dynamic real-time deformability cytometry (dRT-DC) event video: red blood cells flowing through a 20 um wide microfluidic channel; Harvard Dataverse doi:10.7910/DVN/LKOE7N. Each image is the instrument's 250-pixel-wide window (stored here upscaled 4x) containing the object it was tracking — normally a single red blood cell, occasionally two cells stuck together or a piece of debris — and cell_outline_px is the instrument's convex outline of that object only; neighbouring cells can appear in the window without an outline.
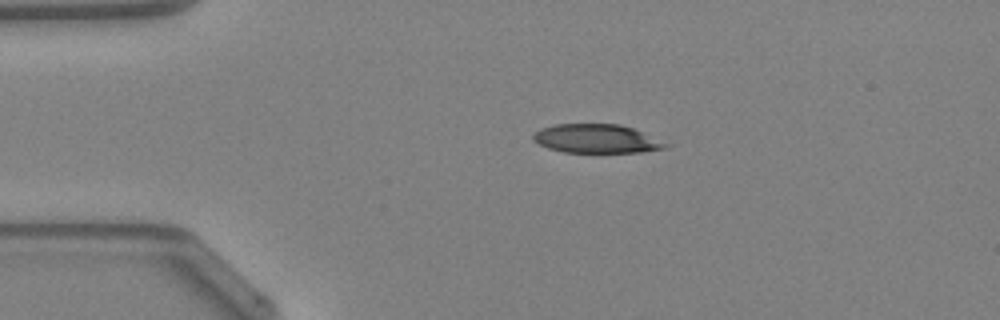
{"species": "Egyptian fruit bat (a non-hibernating species)", "species_latin": "Rousettus aegyptiacus", "temperature_condition": "warm", "stored_images_in_passage": 33, "camera_frame_rate_fps": 3000, "um_per_image_px": 0.085, "animal": {"sex": "female"}, "frame": {"image": 1, "passage_image": 1, "time_ms": 0.0, "image_size_px": [1000, 320], "cell_outline_px": [[672, 144], [668, 148], [644, 152], [564, 152], [548, 148], [532, 140], [532, 136], [540, 128], [556, 124], [620, 124], [632, 128]], "centroid_in_image_um": [50.75, 11.79], "position_along_channel_um": 34.3, "area_um2": 22.31}}
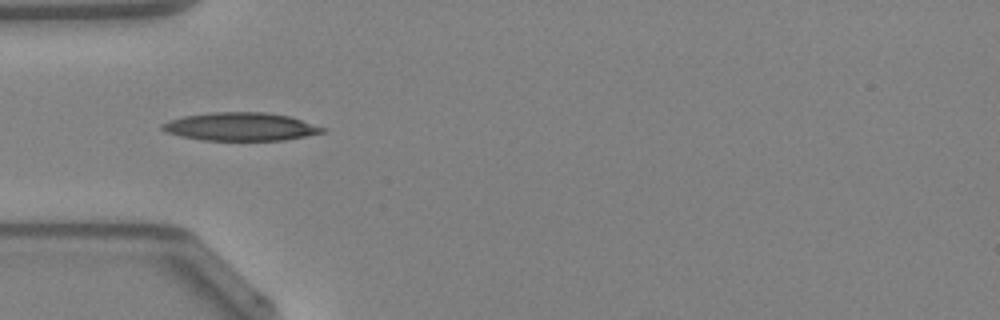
{"frame": {"image": 2, "passage_image": 6, "time_ms": 1.667, "image_size_px": [1000, 320], "cell_outline_px": [[328, 128], [324, 132], [284, 140], [204, 140], [180, 136], [168, 132], [160, 128], [160, 124], [184, 116], [212, 112], [264, 112], [288, 116]], "centroid_in_image_um": [20.47, 10.76], "position_along_channel_um": 64.5, "area_um2": 26.07}}
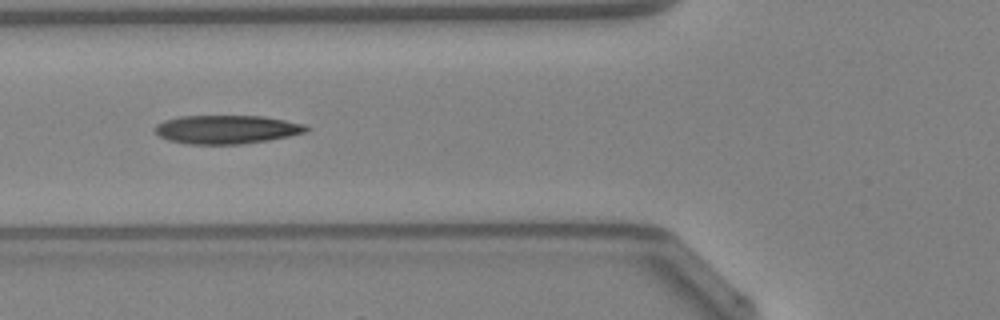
{"frame": {"image": 3, "passage_image": 9, "time_ms": 2.667, "image_size_px": [1000, 320], "cell_outline_px": [[308, 132], [268, 140], [240, 144], [188, 144], [168, 140], [160, 136], [152, 128], [156, 124], [164, 120], [180, 116], [264, 116], [304, 124], [308, 128]], "centroid_in_image_um": [19.23, 11.0], "position_along_channel_um": 106.6, "area_um2": 25.2}, "authors_computed_cell_mechanics": {"area_um2": 24.6228, "velocity_mm_per_s": 4.3026, "shape_relaxation_time_tau1_ms": 7.9485, "shape_relaxation_time_tau2_ms": 3.5095, "deformation_change_tau1": 0.2314, "deformation_change_tau2": 0.1478}}